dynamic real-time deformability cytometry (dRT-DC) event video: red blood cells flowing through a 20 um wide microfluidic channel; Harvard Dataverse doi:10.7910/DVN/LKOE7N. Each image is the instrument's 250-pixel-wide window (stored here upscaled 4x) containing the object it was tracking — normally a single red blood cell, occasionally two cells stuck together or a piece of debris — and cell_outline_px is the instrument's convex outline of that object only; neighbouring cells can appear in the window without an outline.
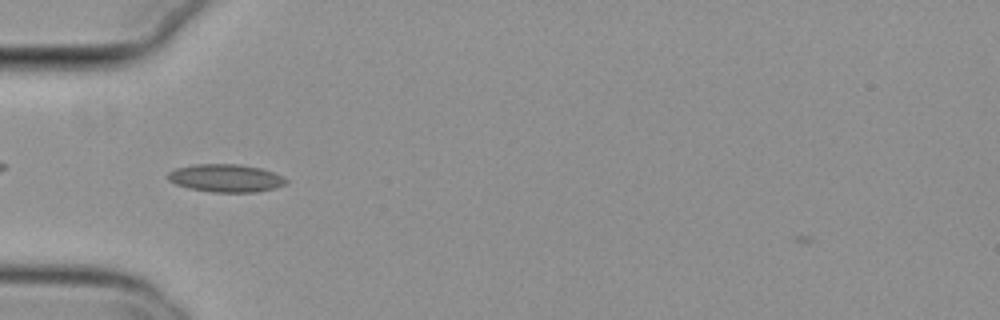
{"species": "common noctule bat (a hibernating species)", "species_latin": "Nyctalus noctula", "temperature_condition": "cold", "stored_images_in_passage": 39, "camera_frame_rate_fps": 3000, "um_per_image_px": 0.085, "animal": {"sex": "female", "body_mass_g": 29.2, "forearm_length_mm": 56.3}, "frame": {"image": 1, "passage_image": 2, "time_ms": 0.333, "image_size_px": [1000, 320], "cell_outline_px": [[288, 180], [284, 184], [276, 188], [256, 192], [212, 192], [188, 188], [176, 184], [168, 180], [168, 172], [176, 168], [196, 164], [236, 164], [260, 168], [272, 172]], "centroid_in_image_um": [19.16, 15.14], "position_along_channel_um": 65.8, "area_um2": 19.02}}
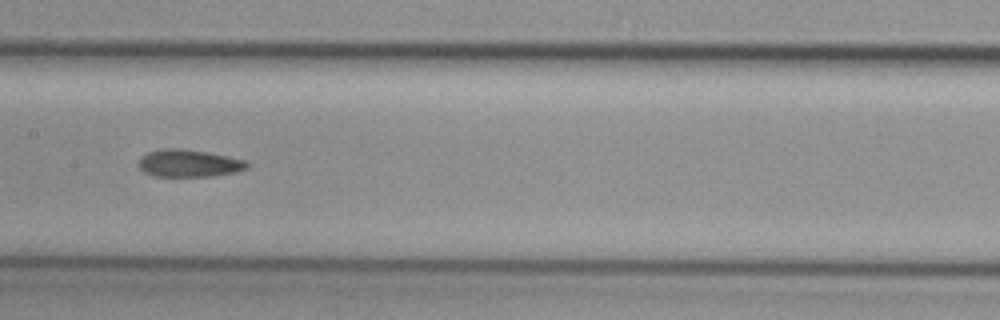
{"frame": {"image": 2, "passage_image": 12, "time_ms": 3.667, "image_size_px": [1000, 320], "cell_outline_px": [[248, 168], [232, 172], [212, 176], [152, 176], [144, 172], [136, 164], [140, 156], [148, 152], [160, 148], [180, 148], [204, 152], [244, 160], [248, 164]], "centroid_in_image_um": [15.94, 13.87], "position_along_channel_um": 191.5, "area_um2": 17.17}}
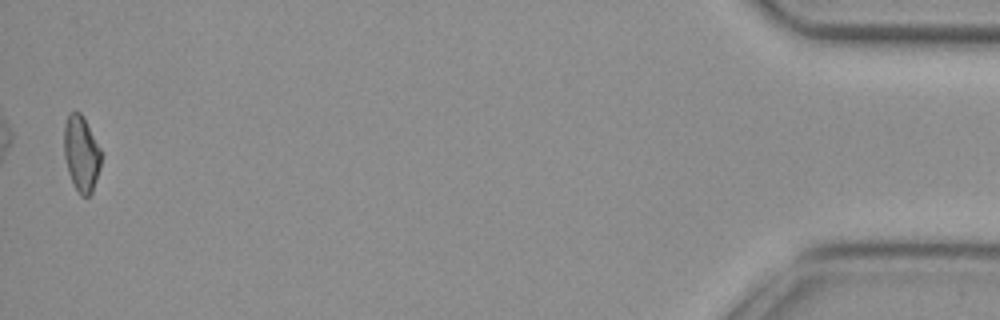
{"frame": {"image": 3, "passage_image": 38, "time_ms": 12.333, "image_size_px": [1000, 320], "cell_outline_px": [[100, 168], [92, 192], [88, 196], [80, 196], [68, 172], [64, 156], [64, 124], [68, 112], [80, 112], [100, 148]], "centroid_in_image_um": [6.89, 13.05], "position_along_channel_um": 428.3, "area_um2": 16.13}, "authors_computed_cell_mechanics": {"area_um2": 17.2244, "velocity_mm_per_s": 3.796, "shape_relaxation_time_tau1_ms": null, "shape_relaxation_time_tau2_ms": 4.2631, "deformation_change_tau1": null, "deformation_change_tau2": 0.1113}}